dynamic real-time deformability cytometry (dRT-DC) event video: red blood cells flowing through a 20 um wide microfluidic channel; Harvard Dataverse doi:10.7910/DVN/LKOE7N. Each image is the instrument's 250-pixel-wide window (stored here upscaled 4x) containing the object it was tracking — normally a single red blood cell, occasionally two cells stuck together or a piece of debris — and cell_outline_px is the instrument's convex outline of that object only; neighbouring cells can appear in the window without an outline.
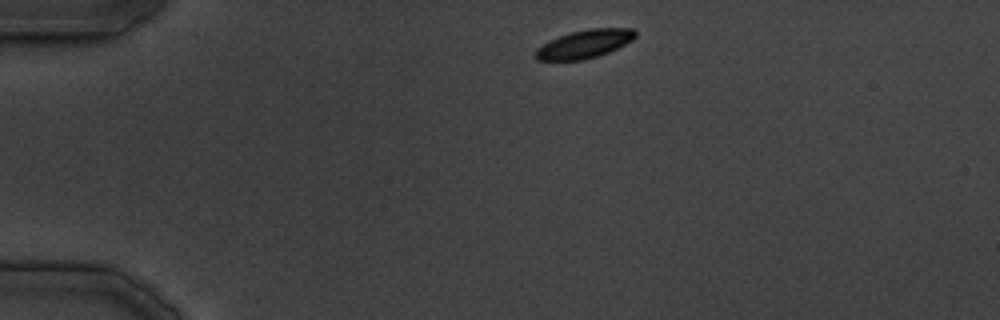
{"species": "common noctule bat (a hibernating species)", "species_latin": "Nyctalus noctula", "temperature_condition": "cold", "stored_images_in_passage": 9, "camera_frame_rate_fps": 3000, "um_per_image_px": 0.085, "animal": {"sex": "male", "body_mass_g": 19.5, "forearm_length_mm": 54.6}, "frame": {"image": 1, "passage_image": 1, "time_ms": 0.0, "image_size_px": [1000, 320], "cell_outline_px": [[636, 36], [632, 40], [608, 52], [584, 60], [536, 60], [532, 56], [536, 48], [560, 36], [572, 32], [592, 28], [636, 28]], "centroid_in_image_um": [49.67, 3.74], "position_along_channel_um": 35.3, "area_um2": 16.3}}
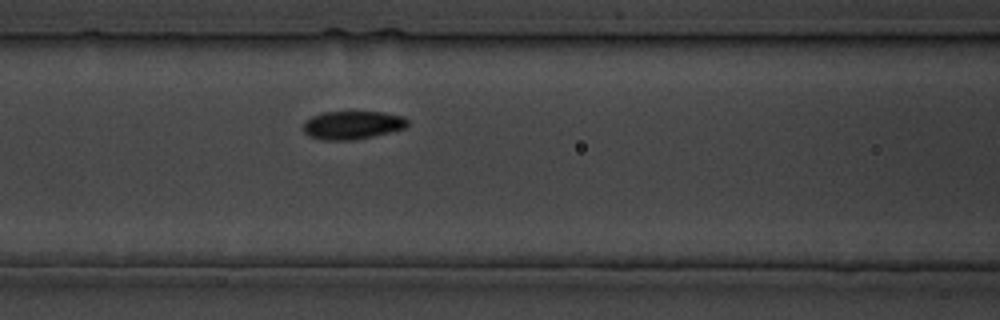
{"frame": {"image": 2, "passage_image": 9, "time_ms": 10.667, "image_size_px": [1000, 320], "cell_outline_px": [[408, 124], [404, 128], [372, 136], [352, 140], [320, 140], [308, 136], [304, 132], [304, 120], [312, 116], [324, 112], [384, 112], [404, 116], [408, 120]], "centroid_in_image_um": [29.92, 10.63], "position_along_channel_um": 136.7, "area_um2": 17.17}}